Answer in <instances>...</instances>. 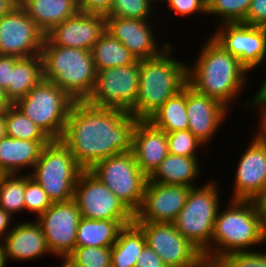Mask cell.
<instances>
[{"label":"cell","mask_w":266,"mask_h":267,"mask_svg":"<svg viewBox=\"0 0 266 267\" xmlns=\"http://www.w3.org/2000/svg\"><path fill=\"white\" fill-rule=\"evenodd\" d=\"M137 122L125 110L74 101L60 141L84 170H90L105 158L132 151Z\"/></svg>","instance_id":"cell-1"},{"label":"cell","mask_w":266,"mask_h":267,"mask_svg":"<svg viewBox=\"0 0 266 267\" xmlns=\"http://www.w3.org/2000/svg\"><path fill=\"white\" fill-rule=\"evenodd\" d=\"M206 40L199 47L195 61L188 63V84L230 110L244 93L250 73L210 35Z\"/></svg>","instance_id":"cell-2"},{"label":"cell","mask_w":266,"mask_h":267,"mask_svg":"<svg viewBox=\"0 0 266 267\" xmlns=\"http://www.w3.org/2000/svg\"><path fill=\"white\" fill-rule=\"evenodd\" d=\"M227 202L226 206L219 208L211 244L202 253L207 262L218 263L228 254L265 247L266 230L261 202L232 199Z\"/></svg>","instance_id":"cell-3"},{"label":"cell","mask_w":266,"mask_h":267,"mask_svg":"<svg viewBox=\"0 0 266 267\" xmlns=\"http://www.w3.org/2000/svg\"><path fill=\"white\" fill-rule=\"evenodd\" d=\"M174 46L169 45L158 56L139 60V93L136 118L147 120L169 98L188 84V61L174 58Z\"/></svg>","instance_id":"cell-4"},{"label":"cell","mask_w":266,"mask_h":267,"mask_svg":"<svg viewBox=\"0 0 266 267\" xmlns=\"http://www.w3.org/2000/svg\"><path fill=\"white\" fill-rule=\"evenodd\" d=\"M41 57L43 79L59 86L75 101L88 99L96 81L91 51L54 46L44 39Z\"/></svg>","instance_id":"cell-5"},{"label":"cell","mask_w":266,"mask_h":267,"mask_svg":"<svg viewBox=\"0 0 266 267\" xmlns=\"http://www.w3.org/2000/svg\"><path fill=\"white\" fill-rule=\"evenodd\" d=\"M210 179L191 187L184 207L173 222L177 230L202 253L210 246L221 201L222 188ZM221 190V191H220Z\"/></svg>","instance_id":"cell-6"},{"label":"cell","mask_w":266,"mask_h":267,"mask_svg":"<svg viewBox=\"0 0 266 267\" xmlns=\"http://www.w3.org/2000/svg\"><path fill=\"white\" fill-rule=\"evenodd\" d=\"M83 171L69 149L60 140H52L43 147L29 175L42 186L52 203H56L74 198Z\"/></svg>","instance_id":"cell-7"},{"label":"cell","mask_w":266,"mask_h":267,"mask_svg":"<svg viewBox=\"0 0 266 267\" xmlns=\"http://www.w3.org/2000/svg\"><path fill=\"white\" fill-rule=\"evenodd\" d=\"M74 101L59 86L42 79L14 105L40 127L51 140H61Z\"/></svg>","instance_id":"cell-8"},{"label":"cell","mask_w":266,"mask_h":267,"mask_svg":"<svg viewBox=\"0 0 266 267\" xmlns=\"http://www.w3.org/2000/svg\"><path fill=\"white\" fill-rule=\"evenodd\" d=\"M135 214L143 202L148 177L132 153L114 155L97 162L90 170Z\"/></svg>","instance_id":"cell-9"},{"label":"cell","mask_w":266,"mask_h":267,"mask_svg":"<svg viewBox=\"0 0 266 267\" xmlns=\"http://www.w3.org/2000/svg\"><path fill=\"white\" fill-rule=\"evenodd\" d=\"M139 93V60L133 64L96 71V81L86 100L97 107L116 108L136 117Z\"/></svg>","instance_id":"cell-10"},{"label":"cell","mask_w":266,"mask_h":267,"mask_svg":"<svg viewBox=\"0 0 266 267\" xmlns=\"http://www.w3.org/2000/svg\"><path fill=\"white\" fill-rule=\"evenodd\" d=\"M144 233L146 245L167 267H199L205 258L173 223L134 222Z\"/></svg>","instance_id":"cell-11"},{"label":"cell","mask_w":266,"mask_h":267,"mask_svg":"<svg viewBox=\"0 0 266 267\" xmlns=\"http://www.w3.org/2000/svg\"><path fill=\"white\" fill-rule=\"evenodd\" d=\"M73 199L81 217L93 220H134V214L125 204L89 170L80 174Z\"/></svg>","instance_id":"cell-12"},{"label":"cell","mask_w":266,"mask_h":267,"mask_svg":"<svg viewBox=\"0 0 266 267\" xmlns=\"http://www.w3.org/2000/svg\"><path fill=\"white\" fill-rule=\"evenodd\" d=\"M215 27V31L208 35L239 59L249 73L256 72L252 70L266 61V27L242 22L222 23Z\"/></svg>","instance_id":"cell-13"},{"label":"cell","mask_w":266,"mask_h":267,"mask_svg":"<svg viewBox=\"0 0 266 267\" xmlns=\"http://www.w3.org/2000/svg\"><path fill=\"white\" fill-rule=\"evenodd\" d=\"M253 132L233 170L229 199L261 201L266 195V140Z\"/></svg>","instance_id":"cell-14"},{"label":"cell","mask_w":266,"mask_h":267,"mask_svg":"<svg viewBox=\"0 0 266 267\" xmlns=\"http://www.w3.org/2000/svg\"><path fill=\"white\" fill-rule=\"evenodd\" d=\"M81 212L74 199L56 202L35 221L40 225L47 247L56 260L65 259L75 248Z\"/></svg>","instance_id":"cell-15"},{"label":"cell","mask_w":266,"mask_h":267,"mask_svg":"<svg viewBox=\"0 0 266 267\" xmlns=\"http://www.w3.org/2000/svg\"><path fill=\"white\" fill-rule=\"evenodd\" d=\"M45 34L18 4L0 18V54L26 58L41 55Z\"/></svg>","instance_id":"cell-16"},{"label":"cell","mask_w":266,"mask_h":267,"mask_svg":"<svg viewBox=\"0 0 266 267\" xmlns=\"http://www.w3.org/2000/svg\"><path fill=\"white\" fill-rule=\"evenodd\" d=\"M154 22L156 21L106 17V31L120 41L138 60L147 59L158 56L171 44L167 41L160 43L161 39L156 37L159 36L158 32L153 28Z\"/></svg>","instance_id":"cell-17"},{"label":"cell","mask_w":266,"mask_h":267,"mask_svg":"<svg viewBox=\"0 0 266 267\" xmlns=\"http://www.w3.org/2000/svg\"><path fill=\"white\" fill-rule=\"evenodd\" d=\"M190 186L147 181L134 222L173 223L185 205Z\"/></svg>","instance_id":"cell-18"},{"label":"cell","mask_w":266,"mask_h":267,"mask_svg":"<svg viewBox=\"0 0 266 267\" xmlns=\"http://www.w3.org/2000/svg\"><path fill=\"white\" fill-rule=\"evenodd\" d=\"M186 110L188 130L207 148L229 119V110L218 100L198 92L190 84L186 85ZM228 114V115H227Z\"/></svg>","instance_id":"cell-19"},{"label":"cell","mask_w":266,"mask_h":267,"mask_svg":"<svg viewBox=\"0 0 266 267\" xmlns=\"http://www.w3.org/2000/svg\"><path fill=\"white\" fill-rule=\"evenodd\" d=\"M105 32L106 16L78 12L53 27L45 34V39L54 46L91 51Z\"/></svg>","instance_id":"cell-20"},{"label":"cell","mask_w":266,"mask_h":267,"mask_svg":"<svg viewBox=\"0 0 266 267\" xmlns=\"http://www.w3.org/2000/svg\"><path fill=\"white\" fill-rule=\"evenodd\" d=\"M5 259L30 261L52 255L40 225L34 220L15 222L11 231L2 240Z\"/></svg>","instance_id":"cell-21"},{"label":"cell","mask_w":266,"mask_h":267,"mask_svg":"<svg viewBox=\"0 0 266 267\" xmlns=\"http://www.w3.org/2000/svg\"><path fill=\"white\" fill-rule=\"evenodd\" d=\"M132 153L140 170L149 178L169 154L166 132L148 120H138L133 130Z\"/></svg>","instance_id":"cell-22"},{"label":"cell","mask_w":266,"mask_h":267,"mask_svg":"<svg viewBox=\"0 0 266 267\" xmlns=\"http://www.w3.org/2000/svg\"><path fill=\"white\" fill-rule=\"evenodd\" d=\"M51 141H29L4 136L0 140V173H30L39 159L44 146Z\"/></svg>","instance_id":"cell-23"},{"label":"cell","mask_w":266,"mask_h":267,"mask_svg":"<svg viewBox=\"0 0 266 267\" xmlns=\"http://www.w3.org/2000/svg\"><path fill=\"white\" fill-rule=\"evenodd\" d=\"M200 157H185L168 154L154 173L148 178L149 182L169 185L199 186L196 181L202 176Z\"/></svg>","instance_id":"cell-24"},{"label":"cell","mask_w":266,"mask_h":267,"mask_svg":"<svg viewBox=\"0 0 266 267\" xmlns=\"http://www.w3.org/2000/svg\"><path fill=\"white\" fill-rule=\"evenodd\" d=\"M19 5L44 34L79 12L78 0H19Z\"/></svg>","instance_id":"cell-25"},{"label":"cell","mask_w":266,"mask_h":267,"mask_svg":"<svg viewBox=\"0 0 266 267\" xmlns=\"http://www.w3.org/2000/svg\"><path fill=\"white\" fill-rule=\"evenodd\" d=\"M134 220H93L81 217L75 247H112L120 230Z\"/></svg>","instance_id":"cell-26"},{"label":"cell","mask_w":266,"mask_h":267,"mask_svg":"<svg viewBox=\"0 0 266 267\" xmlns=\"http://www.w3.org/2000/svg\"><path fill=\"white\" fill-rule=\"evenodd\" d=\"M43 79V62L41 55L19 58L11 71L10 84L5 93L14 104L26 96Z\"/></svg>","instance_id":"cell-27"},{"label":"cell","mask_w":266,"mask_h":267,"mask_svg":"<svg viewBox=\"0 0 266 267\" xmlns=\"http://www.w3.org/2000/svg\"><path fill=\"white\" fill-rule=\"evenodd\" d=\"M145 246L144 233L134 222L124 226L111 247V267H136Z\"/></svg>","instance_id":"cell-28"},{"label":"cell","mask_w":266,"mask_h":267,"mask_svg":"<svg viewBox=\"0 0 266 267\" xmlns=\"http://www.w3.org/2000/svg\"><path fill=\"white\" fill-rule=\"evenodd\" d=\"M96 71L106 68L127 66L137 58L108 31H106L91 49Z\"/></svg>","instance_id":"cell-29"},{"label":"cell","mask_w":266,"mask_h":267,"mask_svg":"<svg viewBox=\"0 0 266 267\" xmlns=\"http://www.w3.org/2000/svg\"><path fill=\"white\" fill-rule=\"evenodd\" d=\"M186 110V86L169 98L147 120L156 128L168 132L188 130Z\"/></svg>","instance_id":"cell-30"},{"label":"cell","mask_w":266,"mask_h":267,"mask_svg":"<svg viewBox=\"0 0 266 267\" xmlns=\"http://www.w3.org/2000/svg\"><path fill=\"white\" fill-rule=\"evenodd\" d=\"M25 173L0 175V208L12 217L25 212Z\"/></svg>","instance_id":"cell-31"},{"label":"cell","mask_w":266,"mask_h":267,"mask_svg":"<svg viewBox=\"0 0 266 267\" xmlns=\"http://www.w3.org/2000/svg\"><path fill=\"white\" fill-rule=\"evenodd\" d=\"M7 136L29 141H52L45 132L14 104L5 110Z\"/></svg>","instance_id":"cell-32"},{"label":"cell","mask_w":266,"mask_h":267,"mask_svg":"<svg viewBox=\"0 0 266 267\" xmlns=\"http://www.w3.org/2000/svg\"><path fill=\"white\" fill-rule=\"evenodd\" d=\"M251 2L252 0H209L207 15L215 19L217 17L214 26L222 23H243Z\"/></svg>","instance_id":"cell-33"},{"label":"cell","mask_w":266,"mask_h":267,"mask_svg":"<svg viewBox=\"0 0 266 267\" xmlns=\"http://www.w3.org/2000/svg\"><path fill=\"white\" fill-rule=\"evenodd\" d=\"M65 259L74 267H111V247H75Z\"/></svg>","instance_id":"cell-34"},{"label":"cell","mask_w":266,"mask_h":267,"mask_svg":"<svg viewBox=\"0 0 266 267\" xmlns=\"http://www.w3.org/2000/svg\"><path fill=\"white\" fill-rule=\"evenodd\" d=\"M154 7L150 0H115L106 17L153 20L156 16V13L154 14L156 7Z\"/></svg>","instance_id":"cell-35"},{"label":"cell","mask_w":266,"mask_h":267,"mask_svg":"<svg viewBox=\"0 0 266 267\" xmlns=\"http://www.w3.org/2000/svg\"><path fill=\"white\" fill-rule=\"evenodd\" d=\"M166 134L170 154L185 157H199L198 152H202L203 148L207 150V147L190 130H179Z\"/></svg>","instance_id":"cell-36"},{"label":"cell","mask_w":266,"mask_h":267,"mask_svg":"<svg viewBox=\"0 0 266 267\" xmlns=\"http://www.w3.org/2000/svg\"><path fill=\"white\" fill-rule=\"evenodd\" d=\"M24 202L25 213L34 214L33 216L35 219L52 205V201L49 199L42 186L26 173Z\"/></svg>","instance_id":"cell-37"},{"label":"cell","mask_w":266,"mask_h":267,"mask_svg":"<svg viewBox=\"0 0 266 267\" xmlns=\"http://www.w3.org/2000/svg\"><path fill=\"white\" fill-rule=\"evenodd\" d=\"M259 250L228 254L218 264L220 267H266V248Z\"/></svg>","instance_id":"cell-38"},{"label":"cell","mask_w":266,"mask_h":267,"mask_svg":"<svg viewBox=\"0 0 266 267\" xmlns=\"http://www.w3.org/2000/svg\"><path fill=\"white\" fill-rule=\"evenodd\" d=\"M163 5L178 17L207 16V5L202 0H166ZM192 15V16H191Z\"/></svg>","instance_id":"cell-39"},{"label":"cell","mask_w":266,"mask_h":267,"mask_svg":"<svg viewBox=\"0 0 266 267\" xmlns=\"http://www.w3.org/2000/svg\"><path fill=\"white\" fill-rule=\"evenodd\" d=\"M243 23L266 27V0H252Z\"/></svg>","instance_id":"cell-40"},{"label":"cell","mask_w":266,"mask_h":267,"mask_svg":"<svg viewBox=\"0 0 266 267\" xmlns=\"http://www.w3.org/2000/svg\"><path fill=\"white\" fill-rule=\"evenodd\" d=\"M115 0H78L79 12L107 16Z\"/></svg>","instance_id":"cell-41"},{"label":"cell","mask_w":266,"mask_h":267,"mask_svg":"<svg viewBox=\"0 0 266 267\" xmlns=\"http://www.w3.org/2000/svg\"><path fill=\"white\" fill-rule=\"evenodd\" d=\"M251 109H255L258 113L259 120L256 124L258 126L256 128V133L264 140H266V97H252V107ZM258 127V128H257Z\"/></svg>","instance_id":"cell-42"},{"label":"cell","mask_w":266,"mask_h":267,"mask_svg":"<svg viewBox=\"0 0 266 267\" xmlns=\"http://www.w3.org/2000/svg\"><path fill=\"white\" fill-rule=\"evenodd\" d=\"M136 267H167L158 254L149 246H145L137 259Z\"/></svg>","instance_id":"cell-43"},{"label":"cell","mask_w":266,"mask_h":267,"mask_svg":"<svg viewBox=\"0 0 266 267\" xmlns=\"http://www.w3.org/2000/svg\"><path fill=\"white\" fill-rule=\"evenodd\" d=\"M18 59L16 56L0 54V87L4 90L10 84L11 71Z\"/></svg>","instance_id":"cell-44"},{"label":"cell","mask_w":266,"mask_h":267,"mask_svg":"<svg viewBox=\"0 0 266 267\" xmlns=\"http://www.w3.org/2000/svg\"><path fill=\"white\" fill-rule=\"evenodd\" d=\"M14 221V217L0 208V241L11 231Z\"/></svg>","instance_id":"cell-45"},{"label":"cell","mask_w":266,"mask_h":267,"mask_svg":"<svg viewBox=\"0 0 266 267\" xmlns=\"http://www.w3.org/2000/svg\"><path fill=\"white\" fill-rule=\"evenodd\" d=\"M264 75L265 77L263 78L264 80L262 84L261 83L258 84L259 89L257 88L256 93L255 94L253 93V95H251V98L249 97L246 102L244 101L241 107L242 109H240L241 111L244 110V112L247 113L251 109L250 107H252V97H266V74L264 73Z\"/></svg>","instance_id":"cell-46"},{"label":"cell","mask_w":266,"mask_h":267,"mask_svg":"<svg viewBox=\"0 0 266 267\" xmlns=\"http://www.w3.org/2000/svg\"><path fill=\"white\" fill-rule=\"evenodd\" d=\"M18 4L19 0H0V18L9 13Z\"/></svg>","instance_id":"cell-47"},{"label":"cell","mask_w":266,"mask_h":267,"mask_svg":"<svg viewBox=\"0 0 266 267\" xmlns=\"http://www.w3.org/2000/svg\"><path fill=\"white\" fill-rule=\"evenodd\" d=\"M13 103L7 97L5 90L0 87V112L5 111Z\"/></svg>","instance_id":"cell-48"},{"label":"cell","mask_w":266,"mask_h":267,"mask_svg":"<svg viewBox=\"0 0 266 267\" xmlns=\"http://www.w3.org/2000/svg\"><path fill=\"white\" fill-rule=\"evenodd\" d=\"M5 111L0 112V140L6 136Z\"/></svg>","instance_id":"cell-49"},{"label":"cell","mask_w":266,"mask_h":267,"mask_svg":"<svg viewBox=\"0 0 266 267\" xmlns=\"http://www.w3.org/2000/svg\"><path fill=\"white\" fill-rule=\"evenodd\" d=\"M7 261L5 259L4 246L0 241V267H6Z\"/></svg>","instance_id":"cell-50"},{"label":"cell","mask_w":266,"mask_h":267,"mask_svg":"<svg viewBox=\"0 0 266 267\" xmlns=\"http://www.w3.org/2000/svg\"><path fill=\"white\" fill-rule=\"evenodd\" d=\"M260 202H261V206H262V210L264 214V226L266 230V195Z\"/></svg>","instance_id":"cell-51"},{"label":"cell","mask_w":266,"mask_h":267,"mask_svg":"<svg viewBox=\"0 0 266 267\" xmlns=\"http://www.w3.org/2000/svg\"><path fill=\"white\" fill-rule=\"evenodd\" d=\"M199 267H220L218 263L204 261Z\"/></svg>","instance_id":"cell-52"},{"label":"cell","mask_w":266,"mask_h":267,"mask_svg":"<svg viewBox=\"0 0 266 267\" xmlns=\"http://www.w3.org/2000/svg\"><path fill=\"white\" fill-rule=\"evenodd\" d=\"M61 261V266L59 265L58 267H74L68 260L66 259H59V262ZM57 267V265L55 266Z\"/></svg>","instance_id":"cell-53"},{"label":"cell","mask_w":266,"mask_h":267,"mask_svg":"<svg viewBox=\"0 0 266 267\" xmlns=\"http://www.w3.org/2000/svg\"><path fill=\"white\" fill-rule=\"evenodd\" d=\"M156 7H158L157 9L161 8L160 4L164 3L166 0H150Z\"/></svg>","instance_id":"cell-54"},{"label":"cell","mask_w":266,"mask_h":267,"mask_svg":"<svg viewBox=\"0 0 266 267\" xmlns=\"http://www.w3.org/2000/svg\"><path fill=\"white\" fill-rule=\"evenodd\" d=\"M206 5L209 2V0H202Z\"/></svg>","instance_id":"cell-55"}]
</instances>
